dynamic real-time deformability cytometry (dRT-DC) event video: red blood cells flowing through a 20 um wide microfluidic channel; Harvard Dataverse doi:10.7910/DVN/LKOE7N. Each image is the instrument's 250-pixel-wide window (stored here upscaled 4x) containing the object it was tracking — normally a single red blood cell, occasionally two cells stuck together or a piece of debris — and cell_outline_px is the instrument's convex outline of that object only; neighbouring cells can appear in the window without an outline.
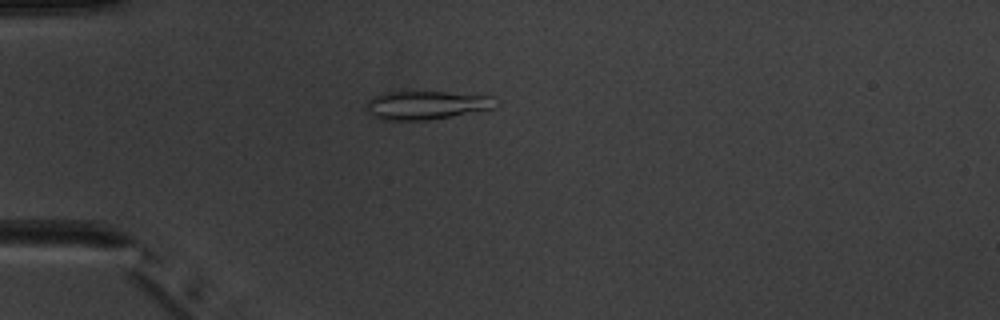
{"species": "common noctule bat (a hibernating species)", "species_latin": "Nyctalus noctula", "temperature_condition": "warm", "stored_images_in_passage": 4, "camera_frame_rate_fps": 3000, "um_per_image_px": 0.085, "animal": {"sex": "male", "body_mass_g": 20.1, "forearm_length_mm": 53.5}, "frame": {"image": 1, "passage_image": 4, "time_ms": 3.333, "image_size_px": [1000, 320], "cell_outline_px": [[492, 108], [452, 116], [428, 120], [380, 120], [368, 112], [364, 108], [368, 100], [384, 92], [448, 92], [492, 96]], "centroid_in_image_um": [36.13, 8.94], "position_along_channel_um": 48.9, "area_um2": 21.15}}